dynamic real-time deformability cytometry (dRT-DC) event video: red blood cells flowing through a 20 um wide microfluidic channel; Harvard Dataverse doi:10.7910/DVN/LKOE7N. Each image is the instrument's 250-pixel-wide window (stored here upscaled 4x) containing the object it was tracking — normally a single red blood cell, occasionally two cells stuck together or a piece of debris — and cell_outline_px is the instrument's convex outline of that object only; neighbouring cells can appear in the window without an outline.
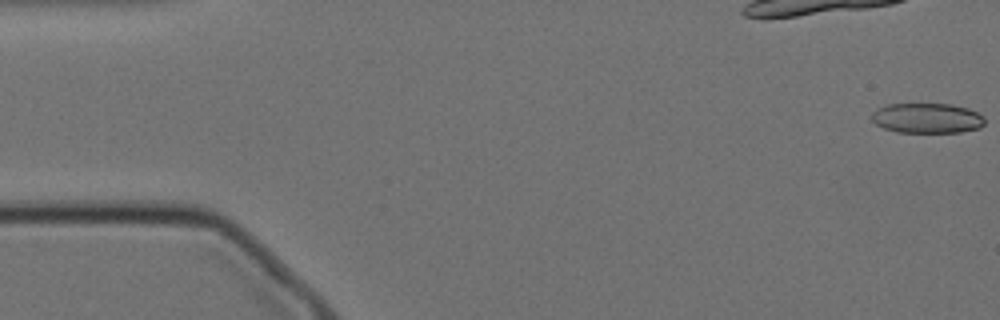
{"species": "Egyptian fruit bat (a non-hibernating species)", "species_latin": "Rousettus aegyptiacus", "temperature_condition": "cold", "stored_images_in_passage": 56, "camera_frame_rate_fps": 3000, "um_per_image_px": 0.085, "animal": {"sex": "female"}, "frame": {"image": 1, "passage_image": 1, "time_ms": 0.0, "image_size_px": [1000, 320], "cell_outline_px": [[984, 124], [980, 128], [960, 132], [896, 132], [884, 128], [876, 124], [872, 120], [872, 112], [876, 108], [888, 104], [952, 104], [968, 108], [984, 116]], "centroid_in_image_um": [78.8, 10.04], "position_along_channel_um": 6.2, "area_um2": 19.88}}
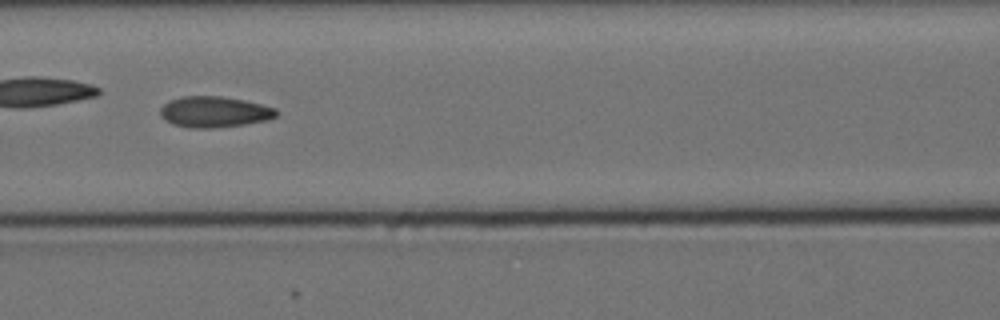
{"frame": {"image": 2, "passage_image": 24, "time_ms": 7.667, "image_size_px": [1000, 320], "cell_outline_px": [[280, 112], [276, 116], [268, 120], [244, 124], [208, 128], [188, 128], [172, 124], [164, 120], [160, 116], [160, 108], [168, 100], [180, 96], [220, 96], [244, 100], [276, 108]], "centroid_in_image_um": [18.19, 9.5], "position_along_channel_um": 148.4, "area_um2": 21.1}}
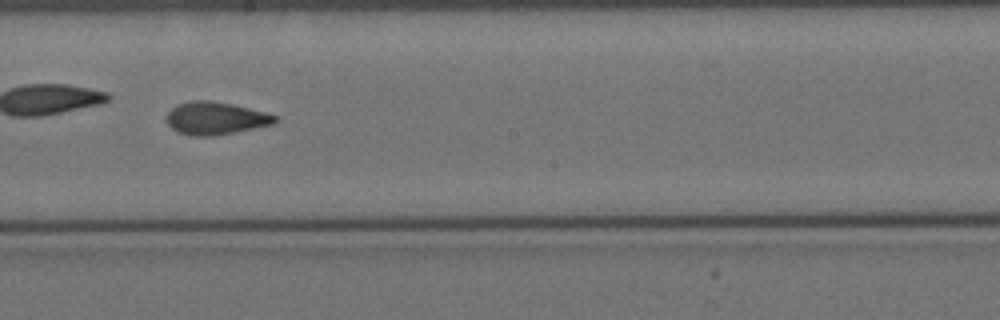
{"frame": {"image": 3, "passage_image": 31, "time_ms": 10.0, "image_size_px": [1000, 320], "cell_outline_px": [[276, 124], [236, 132], [212, 136], [192, 136], [176, 132], [168, 124], [168, 112], [176, 104], [192, 100], [208, 100], [232, 104], [264, 112], [276, 116]], "centroid_in_image_um": [18.31, 10.06], "position_along_channel_um": 229.9, "area_um2": 20.63}, "authors_computed_cell_mechanics": {"area_um2": 20.4612, "velocity_mm_per_s": 3.499, "shape_relaxation_time_tau1_ms": null, "shape_relaxation_time_tau2_ms": 2.1549, "deformation_change_tau1": null, "deformation_change_tau2": 0.0787}}